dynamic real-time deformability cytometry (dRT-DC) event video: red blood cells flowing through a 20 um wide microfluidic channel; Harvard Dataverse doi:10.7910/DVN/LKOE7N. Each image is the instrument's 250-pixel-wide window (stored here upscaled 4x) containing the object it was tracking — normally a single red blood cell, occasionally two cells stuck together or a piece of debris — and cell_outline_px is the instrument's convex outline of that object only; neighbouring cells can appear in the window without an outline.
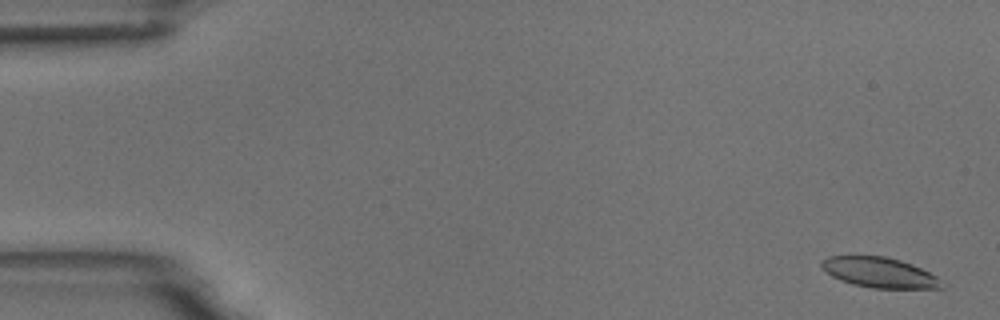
{"species": "common noctule bat (a hibernating species)", "species_latin": "Nyctalus noctula", "temperature_condition": "room temperature", "stored_images_in_passage": 5, "camera_frame_rate_fps": 3000, "um_per_image_px": 0.085, "animal": {"sex": "male", "body_mass_g": 18.8}, "frame": {"image": 1, "passage_image": 1, "time_ms": 0.0, "image_size_px": [1000, 320], "cell_outline_px": [[944, 288], [872, 288], [852, 284], [840, 280], [832, 276], [820, 264], [820, 260], [828, 256], [884, 256], [900, 260], [912, 264], [936, 276]], "centroid_in_image_um": [74.72, 23.16], "position_along_channel_um": 10.3, "area_um2": 20.92}}
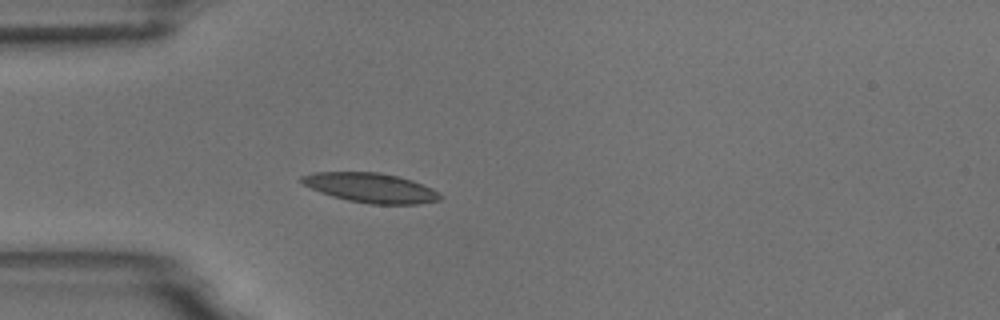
{"frame": {"image": 2, "passage_image": 5, "time_ms": 4.667, "image_size_px": [1000, 320], "cell_outline_px": [[444, 196], [440, 200], [416, 204], [372, 204], [348, 200], [332, 196], [320, 192], [304, 184], [300, 180], [300, 176], [312, 172], [380, 172], [412, 180], [432, 188], [440, 192]], "centroid_in_image_um": [31.54, 15.96], "position_along_channel_um": 53.5, "area_um2": 23.87}}